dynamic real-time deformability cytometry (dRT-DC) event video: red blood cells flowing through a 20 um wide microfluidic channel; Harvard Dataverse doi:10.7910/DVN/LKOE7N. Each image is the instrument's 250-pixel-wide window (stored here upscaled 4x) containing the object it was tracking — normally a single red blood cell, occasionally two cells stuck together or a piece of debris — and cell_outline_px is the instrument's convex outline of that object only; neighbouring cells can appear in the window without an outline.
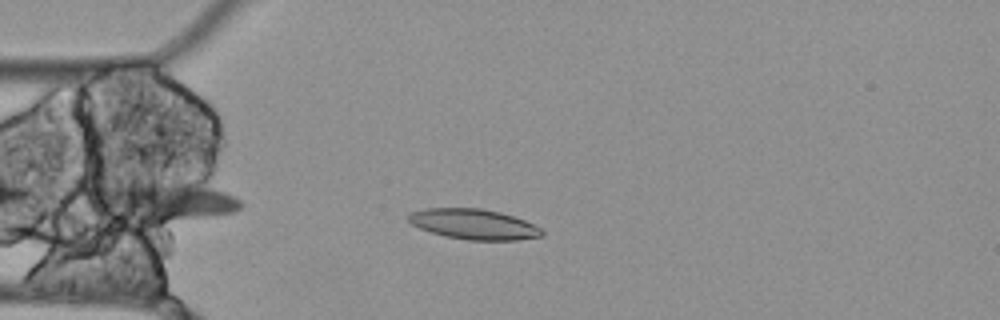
{"species": "Egyptian fruit bat (a non-hibernating species)", "species_latin": "Rousettus aegyptiacus", "temperature_condition": "cold", "stored_images_in_passage": 44, "camera_frame_rate_fps": 3000, "um_per_image_px": 0.085, "animal": {"sex": "female"}, "frame": {"image": 1, "passage_image": 2, "time_ms": 0.333, "image_size_px": [1000, 320], "cell_outline_px": [[544, 236], [516, 240], [468, 240], [444, 236], [420, 228], [412, 224], [408, 220], [408, 216], [412, 212], [424, 208], [480, 208], [500, 212], [524, 220], [540, 228], [544, 232]], "centroid_in_image_um": [40.27, 19.06], "position_along_channel_um": 44.7, "area_um2": 23.47}}
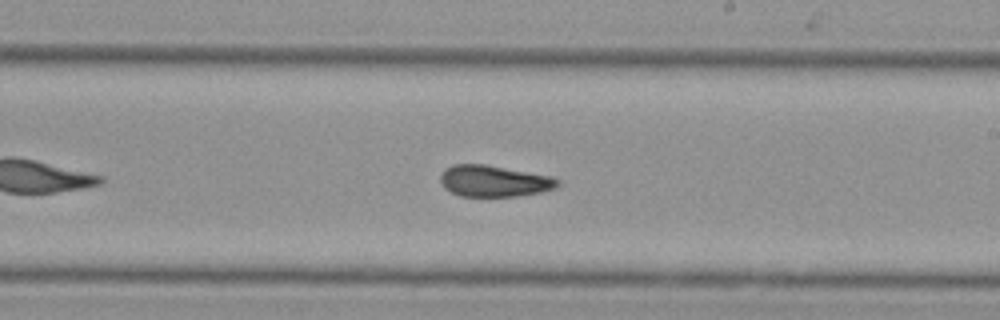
{"frame": {"image": 2, "passage_image": 20, "time_ms": 6.333, "image_size_px": [1000, 320], "cell_outline_px": [[560, 184], [556, 188], [544, 192], [516, 196], [460, 196], [444, 188], [440, 180], [440, 176], [444, 168], [452, 164], [484, 164], [552, 176], [560, 180]], "centroid_in_image_um": [42.01, 15.39], "position_along_channel_um": 247.0, "area_um2": 21.62}}
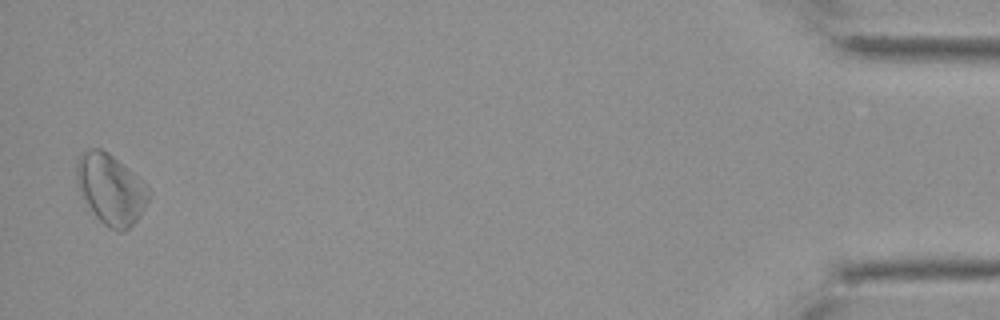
{"frame": {"image": 3, "passage_image": 43, "time_ms": 14.0, "image_size_px": [1000, 320], "cell_outline_px": [[152, 196], [136, 220], [124, 232], [120, 232], [108, 228], [96, 216], [88, 204], [76, 180], [76, 164], [80, 156], [84, 152], [92, 148], [100, 148], [108, 152], [128, 168], [152, 192]], "centroid_in_image_um": [9.44, 16.08], "position_along_channel_um": 425.8, "area_um2": 29.02}}